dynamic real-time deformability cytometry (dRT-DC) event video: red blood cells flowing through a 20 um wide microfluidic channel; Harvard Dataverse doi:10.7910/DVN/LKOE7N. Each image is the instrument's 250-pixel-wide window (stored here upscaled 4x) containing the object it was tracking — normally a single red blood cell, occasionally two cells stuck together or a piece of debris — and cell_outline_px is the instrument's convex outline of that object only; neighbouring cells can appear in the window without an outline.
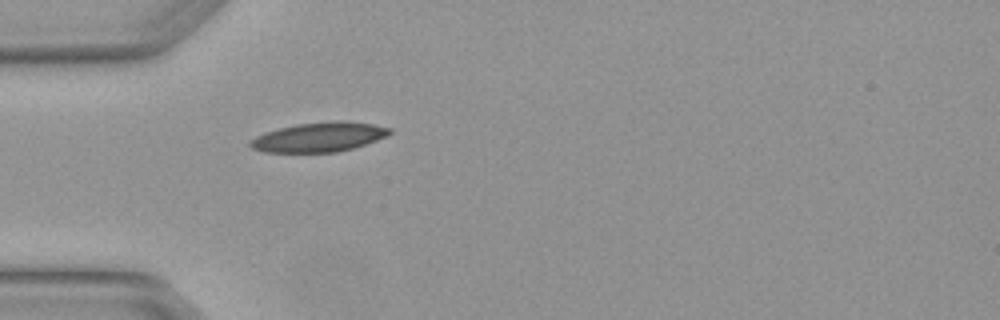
{"species": "Egyptian fruit bat (a non-hibernating species)", "species_latin": "Rousettus aegyptiacus", "temperature_condition": "warm", "stored_images_in_passage": 1, "camera_frame_rate_fps": 3000, "um_per_image_px": 0.085, "animal": {"sex": "female"}, "frame": {"image": 1, "passage_image": 1, "time_ms": 0.0, "image_size_px": [1000, 320], "cell_outline_px": [[392, 132], [388, 136], [352, 148], [336, 152], [264, 152], [252, 148], [248, 144], [248, 140], [264, 132], [296, 124], [332, 120], [344, 120], [372, 124], [392, 128]], "centroid_in_image_um": [27.11, 11.64], "position_along_channel_um": 57.9, "area_um2": 24.1}}